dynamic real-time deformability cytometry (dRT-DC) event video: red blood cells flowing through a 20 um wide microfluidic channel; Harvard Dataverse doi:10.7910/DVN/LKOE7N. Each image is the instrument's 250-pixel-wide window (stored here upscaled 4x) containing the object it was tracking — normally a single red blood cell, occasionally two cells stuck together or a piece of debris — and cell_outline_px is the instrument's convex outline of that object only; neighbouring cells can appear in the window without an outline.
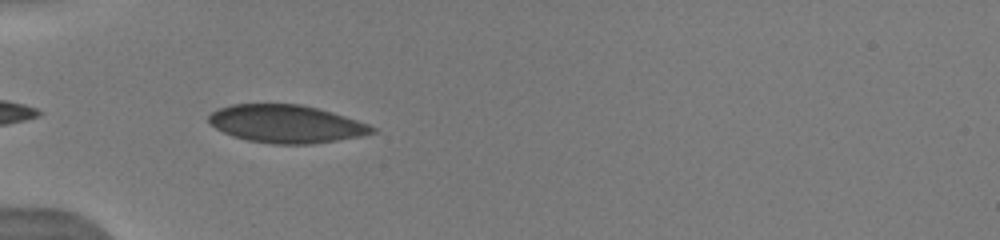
{"species": "human", "species_latin": "Homo sapiens", "temperature_condition": "warm", "stored_images_in_passage": 7, "camera_frame_rate_fps": 3000, "um_per_image_px": 0.085, "donor": {"sex": "male"}, "frame": {"image": 1, "passage_image": 6, "time_ms": 5.0, "image_size_px": [1000, 240], "cell_outline_px": [[376, 132], [364, 136], [312, 144], [272, 144], [248, 140], [232, 136], [216, 128], [208, 120], [208, 116], [216, 108], [232, 104], [300, 104], [332, 112], [368, 124], [376, 128]], "centroid_in_image_um": [24.33, 10.53], "position_along_channel_um": 60.7, "area_um2": 36.07}}